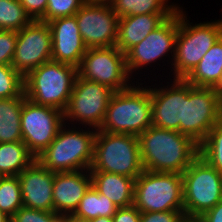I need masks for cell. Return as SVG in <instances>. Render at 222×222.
I'll return each instance as SVG.
<instances>
[{
    "instance_id": "obj_1",
    "label": "cell",
    "mask_w": 222,
    "mask_h": 222,
    "mask_svg": "<svg viewBox=\"0 0 222 222\" xmlns=\"http://www.w3.org/2000/svg\"><path fill=\"white\" fill-rule=\"evenodd\" d=\"M144 170L182 174L199 156V144L178 131L148 127L138 136Z\"/></svg>"
},
{
    "instance_id": "obj_2",
    "label": "cell",
    "mask_w": 222,
    "mask_h": 222,
    "mask_svg": "<svg viewBox=\"0 0 222 222\" xmlns=\"http://www.w3.org/2000/svg\"><path fill=\"white\" fill-rule=\"evenodd\" d=\"M73 127V128H72ZM97 129L64 123L54 140L36 159L52 172L90 170Z\"/></svg>"
},
{
    "instance_id": "obj_3",
    "label": "cell",
    "mask_w": 222,
    "mask_h": 222,
    "mask_svg": "<svg viewBox=\"0 0 222 222\" xmlns=\"http://www.w3.org/2000/svg\"><path fill=\"white\" fill-rule=\"evenodd\" d=\"M137 82L136 79V85L133 83L127 89L113 93L98 130L139 136L152 126L150 86Z\"/></svg>"
},
{
    "instance_id": "obj_4",
    "label": "cell",
    "mask_w": 222,
    "mask_h": 222,
    "mask_svg": "<svg viewBox=\"0 0 222 222\" xmlns=\"http://www.w3.org/2000/svg\"><path fill=\"white\" fill-rule=\"evenodd\" d=\"M183 7L178 9V33L172 66L173 79H185L211 46L222 36V20L192 24Z\"/></svg>"
},
{
    "instance_id": "obj_5",
    "label": "cell",
    "mask_w": 222,
    "mask_h": 222,
    "mask_svg": "<svg viewBox=\"0 0 222 222\" xmlns=\"http://www.w3.org/2000/svg\"><path fill=\"white\" fill-rule=\"evenodd\" d=\"M78 68L65 63L49 61L24 77V93L31 102L66 109L71 96Z\"/></svg>"
},
{
    "instance_id": "obj_6",
    "label": "cell",
    "mask_w": 222,
    "mask_h": 222,
    "mask_svg": "<svg viewBox=\"0 0 222 222\" xmlns=\"http://www.w3.org/2000/svg\"><path fill=\"white\" fill-rule=\"evenodd\" d=\"M90 171L137 178L143 171L138 136L97 129Z\"/></svg>"
},
{
    "instance_id": "obj_7",
    "label": "cell",
    "mask_w": 222,
    "mask_h": 222,
    "mask_svg": "<svg viewBox=\"0 0 222 222\" xmlns=\"http://www.w3.org/2000/svg\"><path fill=\"white\" fill-rule=\"evenodd\" d=\"M133 205L141 213L184 211L182 174L144 170L135 179Z\"/></svg>"
},
{
    "instance_id": "obj_8",
    "label": "cell",
    "mask_w": 222,
    "mask_h": 222,
    "mask_svg": "<svg viewBox=\"0 0 222 222\" xmlns=\"http://www.w3.org/2000/svg\"><path fill=\"white\" fill-rule=\"evenodd\" d=\"M184 215L200 217L222 200V173L200 155L182 173Z\"/></svg>"
},
{
    "instance_id": "obj_9",
    "label": "cell",
    "mask_w": 222,
    "mask_h": 222,
    "mask_svg": "<svg viewBox=\"0 0 222 222\" xmlns=\"http://www.w3.org/2000/svg\"><path fill=\"white\" fill-rule=\"evenodd\" d=\"M113 93L109 87L77 75L68 105L63 112L64 123L76 126L78 122L77 125H83V128L88 125L99 129Z\"/></svg>"
},
{
    "instance_id": "obj_10",
    "label": "cell",
    "mask_w": 222,
    "mask_h": 222,
    "mask_svg": "<svg viewBox=\"0 0 222 222\" xmlns=\"http://www.w3.org/2000/svg\"><path fill=\"white\" fill-rule=\"evenodd\" d=\"M78 75L114 92L125 90L136 82L131 81L128 73L126 55L116 46L87 49L78 67Z\"/></svg>"
},
{
    "instance_id": "obj_11",
    "label": "cell",
    "mask_w": 222,
    "mask_h": 222,
    "mask_svg": "<svg viewBox=\"0 0 222 222\" xmlns=\"http://www.w3.org/2000/svg\"><path fill=\"white\" fill-rule=\"evenodd\" d=\"M222 119V95L213 87H196L184 102L183 134L200 144Z\"/></svg>"
},
{
    "instance_id": "obj_12",
    "label": "cell",
    "mask_w": 222,
    "mask_h": 222,
    "mask_svg": "<svg viewBox=\"0 0 222 222\" xmlns=\"http://www.w3.org/2000/svg\"><path fill=\"white\" fill-rule=\"evenodd\" d=\"M177 33L178 11L167 18L160 26H158L154 31H151L140 43L132 47L125 54L128 73L132 78L134 76L132 81H135V75L140 74V69H143V67L146 69L148 68L147 66L153 65L156 67L158 60H166L165 58H170L172 56V58H170L171 60L168 58L167 61L170 62L172 66L175 55V41ZM136 70L138 73H136ZM133 73H135V75Z\"/></svg>"
},
{
    "instance_id": "obj_13",
    "label": "cell",
    "mask_w": 222,
    "mask_h": 222,
    "mask_svg": "<svg viewBox=\"0 0 222 222\" xmlns=\"http://www.w3.org/2000/svg\"><path fill=\"white\" fill-rule=\"evenodd\" d=\"M63 124L62 111L24 99L21 112L22 141L35 157L50 145Z\"/></svg>"
},
{
    "instance_id": "obj_14",
    "label": "cell",
    "mask_w": 222,
    "mask_h": 222,
    "mask_svg": "<svg viewBox=\"0 0 222 222\" xmlns=\"http://www.w3.org/2000/svg\"><path fill=\"white\" fill-rule=\"evenodd\" d=\"M86 47H113L117 41L119 17L109 2L87 0L75 14Z\"/></svg>"
},
{
    "instance_id": "obj_15",
    "label": "cell",
    "mask_w": 222,
    "mask_h": 222,
    "mask_svg": "<svg viewBox=\"0 0 222 222\" xmlns=\"http://www.w3.org/2000/svg\"><path fill=\"white\" fill-rule=\"evenodd\" d=\"M52 60V34L47 22L33 20L17 32L11 66L25 77L43 63Z\"/></svg>"
},
{
    "instance_id": "obj_16",
    "label": "cell",
    "mask_w": 222,
    "mask_h": 222,
    "mask_svg": "<svg viewBox=\"0 0 222 222\" xmlns=\"http://www.w3.org/2000/svg\"><path fill=\"white\" fill-rule=\"evenodd\" d=\"M168 80L171 84L167 82V86H150L152 125L183 134L184 102L190 92V84L185 79Z\"/></svg>"
},
{
    "instance_id": "obj_17",
    "label": "cell",
    "mask_w": 222,
    "mask_h": 222,
    "mask_svg": "<svg viewBox=\"0 0 222 222\" xmlns=\"http://www.w3.org/2000/svg\"><path fill=\"white\" fill-rule=\"evenodd\" d=\"M23 207L54 212V172L35 159L19 175Z\"/></svg>"
},
{
    "instance_id": "obj_18",
    "label": "cell",
    "mask_w": 222,
    "mask_h": 222,
    "mask_svg": "<svg viewBox=\"0 0 222 222\" xmlns=\"http://www.w3.org/2000/svg\"><path fill=\"white\" fill-rule=\"evenodd\" d=\"M52 34V61L79 67L87 47L80 35L76 16L47 22Z\"/></svg>"
},
{
    "instance_id": "obj_19",
    "label": "cell",
    "mask_w": 222,
    "mask_h": 222,
    "mask_svg": "<svg viewBox=\"0 0 222 222\" xmlns=\"http://www.w3.org/2000/svg\"><path fill=\"white\" fill-rule=\"evenodd\" d=\"M91 185L90 170L54 172L52 194L54 212L72 215Z\"/></svg>"
},
{
    "instance_id": "obj_20",
    "label": "cell",
    "mask_w": 222,
    "mask_h": 222,
    "mask_svg": "<svg viewBox=\"0 0 222 222\" xmlns=\"http://www.w3.org/2000/svg\"><path fill=\"white\" fill-rule=\"evenodd\" d=\"M173 14H141L119 18L115 46L124 54Z\"/></svg>"
},
{
    "instance_id": "obj_21",
    "label": "cell",
    "mask_w": 222,
    "mask_h": 222,
    "mask_svg": "<svg viewBox=\"0 0 222 222\" xmlns=\"http://www.w3.org/2000/svg\"><path fill=\"white\" fill-rule=\"evenodd\" d=\"M90 174L98 193L107 196L118 208L133 205L135 178L102 171H90Z\"/></svg>"
},
{
    "instance_id": "obj_22",
    "label": "cell",
    "mask_w": 222,
    "mask_h": 222,
    "mask_svg": "<svg viewBox=\"0 0 222 222\" xmlns=\"http://www.w3.org/2000/svg\"><path fill=\"white\" fill-rule=\"evenodd\" d=\"M185 80L196 87L216 88L222 80V36L211 46Z\"/></svg>"
},
{
    "instance_id": "obj_23",
    "label": "cell",
    "mask_w": 222,
    "mask_h": 222,
    "mask_svg": "<svg viewBox=\"0 0 222 222\" xmlns=\"http://www.w3.org/2000/svg\"><path fill=\"white\" fill-rule=\"evenodd\" d=\"M23 92L20 96L0 99V143L22 141L21 112Z\"/></svg>"
},
{
    "instance_id": "obj_24",
    "label": "cell",
    "mask_w": 222,
    "mask_h": 222,
    "mask_svg": "<svg viewBox=\"0 0 222 222\" xmlns=\"http://www.w3.org/2000/svg\"><path fill=\"white\" fill-rule=\"evenodd\" d=\"M35 159L23 141L0 143V173L3 176H18Z\"/></svg>"
},
{
    "instance_id": "obj_25",
    "label": "cell",
    "mask_w": 222,
    "mask_h": 222,
    "mask_svg": "<svg viewBox=\"0 0 222 222\" xmlns=\"http://www.w3.org/2000/svg\"><path fill=\"white\" fill-rule=\"evenodd\" d=\"M169 3V4H168ZM169 0H111L109 4L119 17L141 14H175L180 5Z\"/></svg>"
},
{
    "instance_id": "obj_26",
    "label": "cell",
    "mask_w": 222,
    "mask_h": 222,
    "mask_svg": "<svg viewBox=\"0 0 222 222\" xmlns=\"http://www.w3.org/2000/svg\"><path fill=\"white\" fill-rule=\"evenodd\" d=\"M117 209L118 206L115 203L107 196L98 193L94 186L91 185L80 200L78 208L71 216L89 221L101 216L113 217Z\"/></svg>"
},
{
    "instance_id": "obj_27",
    "label": "cell",
    "mask_w": 222,
    "mask_h": 222,
    "mask_svg": "<svg viewBox=\"0 0 222 222\" xmlns=\"http://www.w3.org/2000/svg\"><path fill=\"white\" fill-rule=\"evenodd\" d=\"M32 21L18 0H0V30L18 32Z\"/></svg>"
},
{
    "instance_id": "obj_28",
    "label": "cell",
    "mask_w": 222,
    "mask_h": 222,
    "mask_svg": "<svg viewBox=\"0 0 222 222\" xmlns=\"http://www.w3.org/2000/svg\"><path fill=\"white\" fill-rule=\"evenodd\" d=\"M199 155L222 173V119L209 131L199 144Z\"/></svg>"
},
{
    "instance_id": "obj_29",
    "label": "cell",
    "mask_w": 222,
    "mask_h": 222,
    "mask_svg": "<svg viewBox=\"0 0 222 222\" xmlns=\"http://www.w3.org/2000/svg\"><path fill=\"white\" fill-rule=\"evenodd\" d=\"M23 207L18 176H4L0 180V210L10 218Z\"/></svg>"
},
{
    "instance_id": "obj_30",
    "label": "cell",
    "mask_w": 222,
    "mask_h": 222,
    "mask_svg": "<svg viewBox=\"0 0 222 222\" xmlns=\"http://www.w3.org/2000/svg\"><path fill=\"white\" fill-rule=\"evenodd\" d=\"M24 92V77L11 65H0V99L20 96Z\"/></svg>"
},
{
    "instance_id": "obj_31",
    "label": "cell",
    "mask_w": 222,
    "mask_h": 222,
    "mask_svg": "<svg viewBox=\"0 0 222 222\" xmlns=\"http://www.w3.org/2000/svg\"><path fill=\"white\" fill-rule=\"evenodd\" d=\"M87 0H47V9L42 22L75 15Z\"/></svg>"
},
{
    "instance_id": "obj_32",
    "label": "cell",
    "mask_w": 222,
    "mask_h": 222,
    "mask_svg": "<svg viewBox=\"0 0 222 222\" xmlns=\"http://www.w3.org/2000/svg\"><path fill=\"white\" fill-rule=\"evenodd\" d=\"M17 40V31L0 30V65H11Z\"/></svg>"
},
{
    "instance_id": "obj_33",
    "label": "cell",
    "mask_w": 222,
    "mask_h": 222,
    "mask_svg": "<svg viewBox=\"0 0 222 222\" xmlns=\"http://www.w3.org/2000/svg\"><path fill=\"white\" fill-rule=\"evenodd\" d=\"M58 214L55 212L41 211L21 207L12 217L10 222H52Z\"/></svg>"
},
{
    "instance_id": "obj_34",
    "label": "cell",
    "mask_w": 222,
    "mask_h": 222,
    "mask_svg": "<svg viewBox=\"0 0 222 222\" xmlns=\"http://www.w3.org/2000/svg\"><path fill=\"white\" fill-rule=\"evenodd\" d=\"M184 211L146 212L141 213L140 222H180Z\"/></svg>"
},
{
    "instance_id": "obj_35",
    "label": "cell",
    "mask_w": 222,
    "mask_h": 222,
    "mask_svg": "<svg viewBox=\"0 0 222 222\" xmlns=\"http://www.w3.org/2000/svg\"><path fill=\"white\" fill-rule=\"evenodd\" d=\"M32 20H41L47 9V0H18Z\"/></svg>"
},
{
    "instance_id": "obj_36",
    "label": "cell",
    "mask_w": 222,
    "mask_h": 222,
    "mask_svg": "<svg viewBox=\"0 0 222 222\" xmlns=\"http://www.w3.org/2000/svg\"><path fill=\"white\" fill-rule=\"evenodd\" d=\"M141 212L134 206L118 208L112 222H140Z\"/></svg>"
},
{
    "instance_id": "obj_37",
    "label": "cell",
    "mask_w": 222,
    "mask_h": 222,
    "mask_svg": "<svg viewBox=\"0 0 222 222\" xmlns=\"http://www.w3.org/2000/svg\"><path fill=\"white\" fill-rule=\"evenodd\" d=\"M203 222H222V200L199 217Z\"/></svg>"
},
{
    "instance_id": "obj_38",
    "label": "cell",
    "mask_w": 222,
    "mask_h": 222,
    "mask_svg": "<svg viewBox=\"0 0 222 222\" xmlns=\"http://www.w3.org/2000/svg\"><path fill=\"white\" fill-rule=\"evenodd\" d=\"M52 222H70L69 214H58Z\"/></svg>"
},
{
    "instance_id": "obj_39",
    "label": "cell",
    "mask_w": 222,
    "mask_h": 222,
    "mask_svg": "<svg viewBox=\"0 0 222 222\" xmlns=\"http://www.w3.org/2000/svg\"><path fill=\"white\" fill-rule=\"evenodd\" d=\"M88 222H112V217L101 216V217L91 219Z\"/></svg>"
},
{
    "instance_id": "obj_40",
    "label": "cell",
    "mask_w": 222,
    "mask_h": 222,
    "mask_svg": "<svg viewBox=\"0 0 222 222\" xmlns=\"http://www.w3.org/2000/svg\"><path fill=\"white\" fill-rule=\"evenodd\" d=\"M180 222H203L199 217H187L184 218Z\"/></svg>"
},
{
    "instance_id": "obj_41",
    "label": "cell",
    "mask_w": 222,
    "mask_h": 222,
    "mask_svg": "<svg viewBox=\"0 0 222 222\" xmlns=\"http://www.w3.org/2000/svg\"><path fill=\"white\" fill-rule=\"evenodd\" d=\"M11 218L0 210V222H10Z\"/></svg>"
},
{
    "instance_id": "obj_42",
    "label": "cell",
    "mask_w": 222,
    "mask_h": 222,
    "mask_svg": "<svg viewBox=\"0 0 222 222\" xmlns=\"http://www.w3.org/2000/svg\"><path fill=\"white\" fill-rule=\"evenodd\" d=\"M70 222H88V221L80 220L70 215Z\"/></svg>"
},
{
    "instance_id": "obj_43",
    "label": "cell",
    "mask_w": 222,
    "mask_h": 222,
    "mask_svg": "<svg viewBox=\"0 0 222 222\" xmlns=\"http://www.w3.org/2000/svg\"><path fill=\"white\" fill-rule=\"evenodd\" d=\"M215 90L222 95V80H221L220 84L215 88Z\"/></svg>"
},
{
    "instance_id": "obj_44",
    "label": "cell",
    "mask_w": 222,
    "mask_h": 222,
    "mask_svg": "<svg viewBox=\"0 0 222 222\" xmlns=\"http://www.w3.org/2000/svg\"><path fill=\"white\" fill-rule=\"evenodd\" d=\"M92 1H95V2H110L111 0H92Z\"/></svg>"
},
{
    "instance_id": "obj_45",
    "label": "cell",
    "mask_w": 222,
    "mask_h": 222,
    "mask_svg": "<svg viewBox=\"0 0 222 222\" xmlns=\"http://www.w3.org/2000/svg\"><path fill=\"white\" fill-rule=\"evenodd\" d=\"M4 176L0 173V180L3 178Z\"/></svg>"
}]
</instances>
